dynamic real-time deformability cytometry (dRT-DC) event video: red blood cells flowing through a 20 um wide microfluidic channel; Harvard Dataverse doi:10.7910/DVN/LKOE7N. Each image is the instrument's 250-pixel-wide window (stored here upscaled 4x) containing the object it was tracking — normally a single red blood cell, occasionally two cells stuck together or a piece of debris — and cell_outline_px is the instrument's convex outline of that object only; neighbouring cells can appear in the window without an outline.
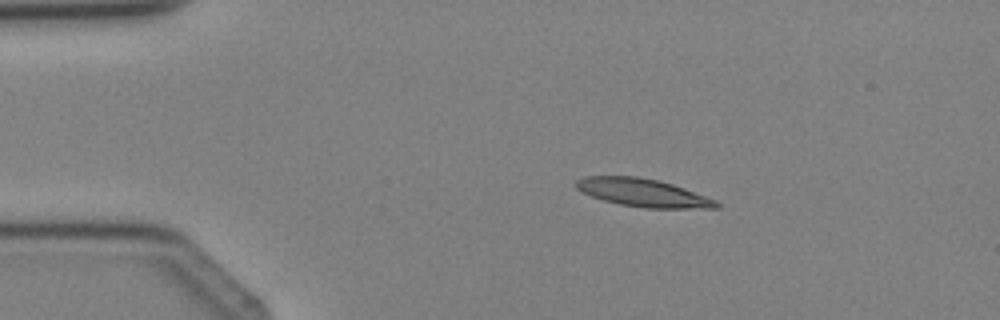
{"species": "Egyptian fruit bat (a non-hibernating species)", "species_latin": "Rousettus aegyptiacus", "temperature_condition": "cold", "stored_images_in_passage": 2, "camera_frame_rate_fps": 3000, "um_per_image_px": 0.085, "animal": {"sex": "female"}, "frame": {"image": 1, "passage_image": 1, "time_ms": 0.0, "image_size_px": [1000, 320], "cell_outline_px": [[720, 208], [644, 208], [620, 204], [604, 200], [592, 196], [576, 188], [576, 180], [584, 176], [636, 176], [656, 180], [672, 184], [684, 188], [716, 200], [720, 204]], "centroid_in_image_um": [54.66, 16.38], "position_along_channel_um": 30.3, "area_um2": 22.66}}